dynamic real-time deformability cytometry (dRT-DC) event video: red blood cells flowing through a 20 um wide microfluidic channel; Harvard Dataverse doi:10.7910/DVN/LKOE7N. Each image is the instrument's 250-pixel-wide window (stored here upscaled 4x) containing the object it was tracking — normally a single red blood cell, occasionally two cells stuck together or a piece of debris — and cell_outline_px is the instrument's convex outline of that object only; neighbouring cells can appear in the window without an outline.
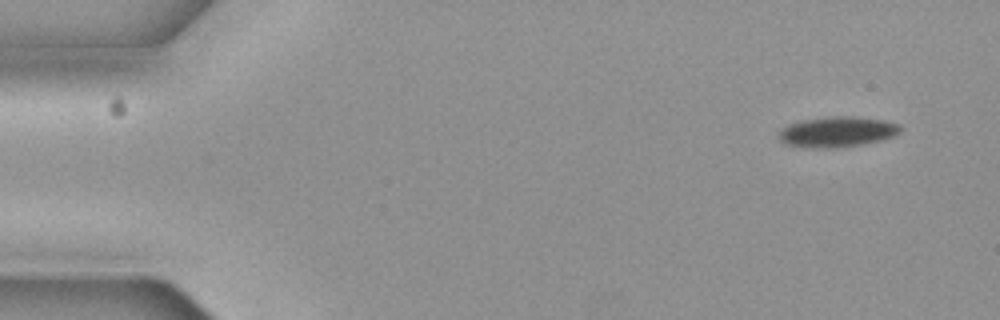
{"species": "common noctule bat (a hibernating species)", "species_latin": "Nyctalus noctula", "temperature_condition": "cold", "stored_images_in_passage": 5, "camera_frame_rate_fps": 3000, "um_per_image_px": 0.085, "animal": {"sex": "female", "body_mass_g": 19.3, "forearm_length_mm": 54.1}, "frame": {"image": 1, "passage_image": 1, "time_ms": 0.0, "image_size_px": [1000, 320], "cell_outline_px": [[904, 128], [900, 132], [892, 136], [880, 140], [860, 144], [836, 148], [812, 148], [784, 144], [780, 140], [780, 132], [788, 124], [804, 120], [836, 116], [848, 116], [884, 120], [900, 124]], "centroid_in_image_um": [71.19, 11.21], "position_along_channel_um": 13.8, "area_um2": 21.33}}
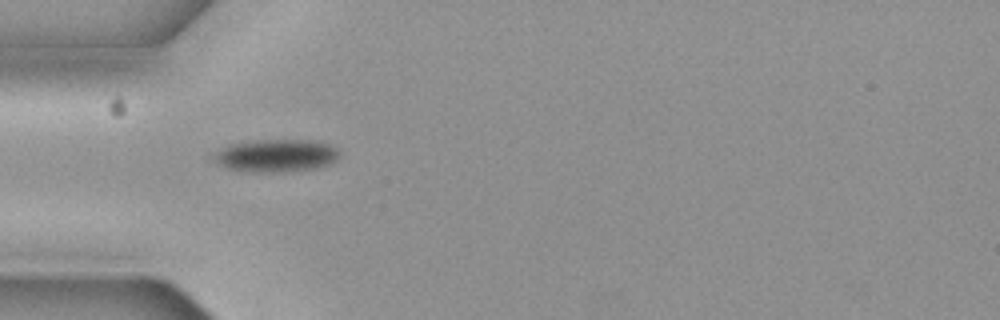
{"frame": {"image": 2, "passage_image": 5, "time_ms": 1.333, "image_size_px": [1000, 320], "cell_outline_px": [[340, 156], [332, 164], [316, 168], [292, 172], [240, 172], [228, 168], [220, 164], [216, 160], [216, 152], [220, 148], [232, 144], [256, 140], [308, 140], [328, 144], [336, 148], [340, 152]], "centroid_in_image_um": [23.52, 13.25], "position_along_channel_um": 61.5, "area_um2": 24.04}}